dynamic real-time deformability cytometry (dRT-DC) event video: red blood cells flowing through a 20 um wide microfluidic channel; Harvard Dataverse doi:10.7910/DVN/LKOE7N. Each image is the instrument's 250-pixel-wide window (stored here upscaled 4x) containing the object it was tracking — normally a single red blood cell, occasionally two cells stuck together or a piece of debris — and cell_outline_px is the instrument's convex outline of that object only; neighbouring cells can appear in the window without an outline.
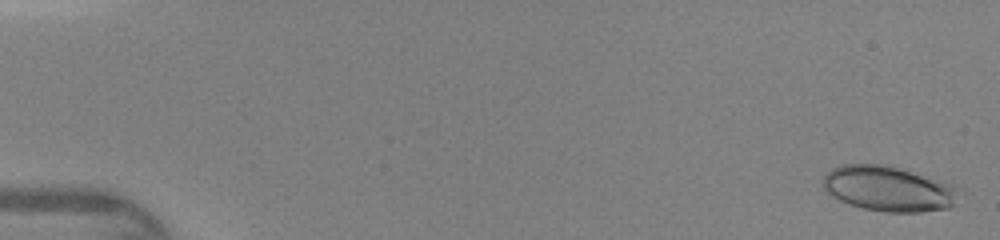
{"species": "human", "species_latin": "Homo sapiens", "temperature_condition": "warm", "stored_images_in_passage": 47, "camera_frame_rate_fps": 3000, "um_per_image_px": 0.085, "donor": {"sex": "female"}, "frame": {"image": 1, "passage_image": 2, "time_ms": 0.333, "image_size_px": [1000, 240], "cell_outline_px": [[964, 192], [948, 208], [920, 212], [884, 212], [864, 208], [848, 204], [832, 196], [820, 184], [824, 176], [832, 168], [844, 164], [888, 164], [952, 184], [960, 188]], "centroid_in_image_um": [75.54, 16.03], "position_along_channel_um": 9.5, "area_um2": 36.13}}
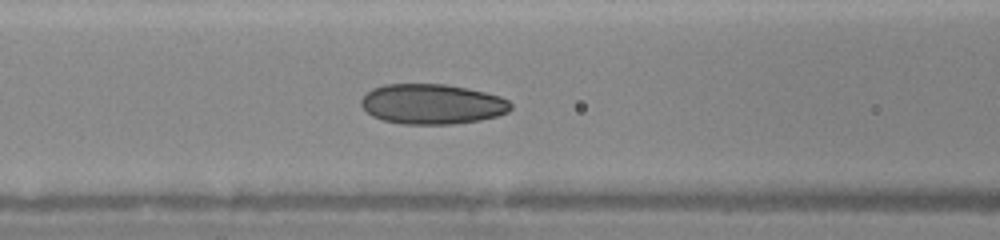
{"frame": {"image": 2, "passage_image": 21, "time_ms": 6.667, "image_size_px": [1000, 240], "cell_outline_px": [[512, 108], [508, 112], [496, 116], [480, 120], [452, 124], [404, 124], [384, 120], [372, 116], [360, 104], [360, 100], [372, 88], [384, 84], [444, 84], [484, 92], [500, 96], [508, 100], [512, 104]], "centroid_in_image_um": [36.73, 8.85], "position_along_channel_um": 129.9, "area_um2": 34.85}}
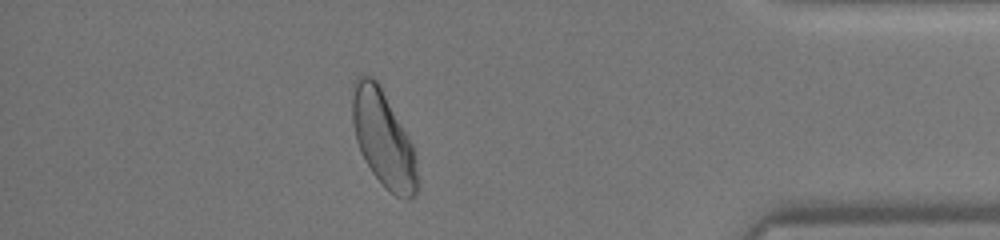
{"frame": {"image": 3, "passage_image": 42, "time_ms": 13.667, "image_size_px": [1000, 240], "cell_outline_px": [[420, 188], [416, 196], [408, 200], [396, 196], [384, 188], [372, 172], [356, 140], [352, 124], [352, 84], [356, 76], [360, 72], [372, 76], [380, 84], [412, 144], [416, 160]], "centroid_in_image_um": [32.59, 11.79], "position_along_channel_um": 402.6, "area_um2": 36.99}}